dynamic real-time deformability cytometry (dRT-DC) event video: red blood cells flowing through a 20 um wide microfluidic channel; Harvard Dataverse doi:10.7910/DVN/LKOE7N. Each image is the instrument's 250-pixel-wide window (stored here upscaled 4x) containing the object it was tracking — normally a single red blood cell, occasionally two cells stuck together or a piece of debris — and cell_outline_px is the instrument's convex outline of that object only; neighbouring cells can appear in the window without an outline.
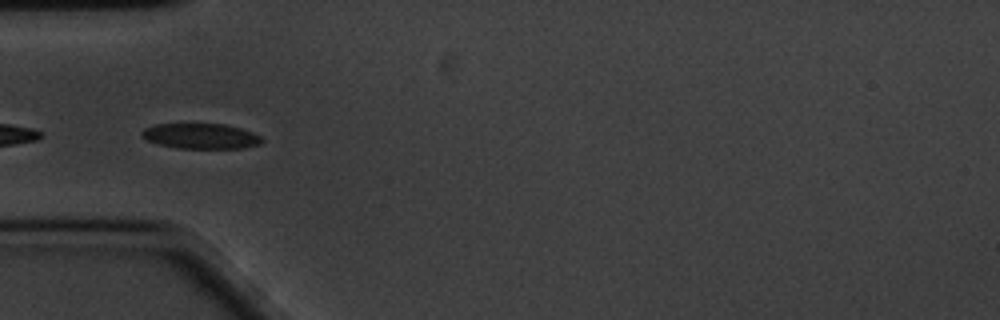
{"species": "common noctule bat (a hibernating species)", "species_latin": "Nyctalus noctula", "temperature_condition": "cold", "stored_images_in_passage": 4, "camera_frame_rate_fps": 3000, "um_per_image_px": 0.085, "animal": {"sex": "male", "body_mass_g": 20.1, "forearm_length_mm": 53.5}, "frame": {"image": 1, "passage_image": 2, "time_ms": 0.333, "image_size_px": [1000, 320], "cell_outline_px": [[264, 140], [260, 144], [244, 148], [176, 148], [144, 140], [140, 136], [140, 132], [144, 128], [152, 124], [224, 124], [240, 128], [252, 132], [260, 136]], "centroid_in_image_um": [17.02, 11.57], "position_along_channel_um": 68.0, "area_um2": 17.86}}